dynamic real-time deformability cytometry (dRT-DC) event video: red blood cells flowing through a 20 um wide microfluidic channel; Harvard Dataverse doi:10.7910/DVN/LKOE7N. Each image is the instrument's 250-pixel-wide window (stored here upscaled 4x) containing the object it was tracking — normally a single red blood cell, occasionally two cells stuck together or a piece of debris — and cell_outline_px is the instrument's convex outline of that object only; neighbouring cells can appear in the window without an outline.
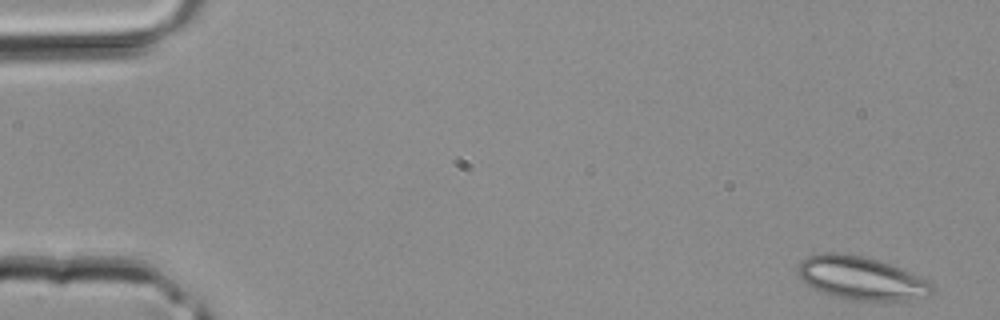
{"species": "common noctule bat (a hibernating species)", "species_latin": "Nyctalus noctula", "temperature_condition": "room temperature", "stored_images_in_passage": 14, "camera_frame_rate_fps": 3000, "um_per_image_px": 0.085, "animal": {"sex": "male", "body_mass_g": 20.4}, "frame": {"image": 1, "passage_image": 1, "time_ms": 0.0, "image_size_px": [1000, 320], "cell_outline_px": [[936, 288], [928, 296], [908, 300], [852, 300], [832, 296], [812, 288], [800, 276], [800, 264], [808, 256], [824, 252], [840, 252], [864, 256], [900, 268], [928, 280]], "centroid_in_image_um": [73.24, 23.65], "position_along_channel_um": 11.8, "area_um2": 33.47}}